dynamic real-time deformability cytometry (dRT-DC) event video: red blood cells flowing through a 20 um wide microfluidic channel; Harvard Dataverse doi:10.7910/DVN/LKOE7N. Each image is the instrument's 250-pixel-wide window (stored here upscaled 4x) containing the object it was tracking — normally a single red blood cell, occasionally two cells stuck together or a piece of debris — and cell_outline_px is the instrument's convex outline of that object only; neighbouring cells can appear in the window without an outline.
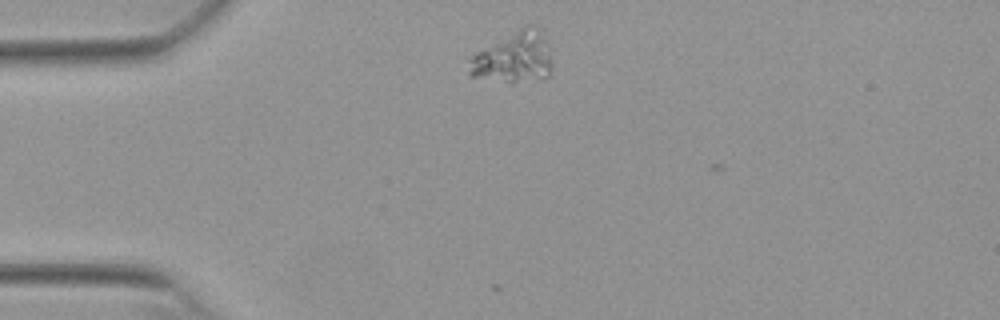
{"species": "Egyptian fruit bat (a non-hibernating species)", "species_latin": "Rousettus aegyptiacus", "temperature_condition": "warm", "stored_images_in_passage": 5, "camera_frame_rate_fps": 3000, "um_per_image_px": 0.085, "animal": {"sex": "female"}, "frame": {"image": 1, "passage_image": 2, "time_ms": 0.333, "image_size_px": [1000, 320], "cell_outline_px": [[552, 68], [548, 76], [544, 80], [512, 84], [468, 76], [468, 60], [476, 52], [524, 24], [528, 24], [540, 32], [544, 40], [552, 60]], "centroid_in_image_um": [43.63, 4.95], "position_along_channel_um": 41.4, "area_um2": 25.26}}